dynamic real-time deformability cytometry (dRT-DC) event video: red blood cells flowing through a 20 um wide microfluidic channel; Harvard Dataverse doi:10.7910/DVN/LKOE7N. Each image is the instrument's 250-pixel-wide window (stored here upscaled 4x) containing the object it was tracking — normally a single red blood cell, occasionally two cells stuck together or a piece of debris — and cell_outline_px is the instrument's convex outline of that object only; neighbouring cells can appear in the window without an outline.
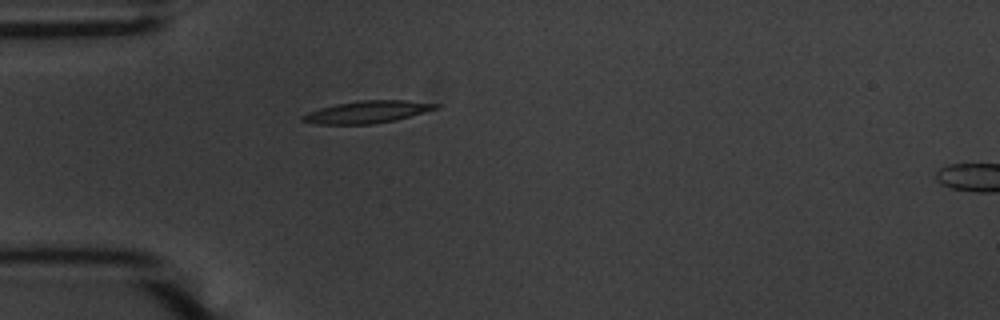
{"species": "common noctule bat (a hibernating species)", "species_latin": "Nyctalus noctula", "temperature_condition": "warm", "stored_images_in_passage": 40, "camera_frame_rate_fps": 3000, "um_per_image_px": 0.085, "animal": {"sex": "male", "body_mass_g": 20.1, "forearm_length_mm": 53.5}, "frame": {"image": 1, "passage_image": 1, "time_ms": 0.0, "image_size_px": [1000, 320], "cell_outline_px": [[440, 108], [396, 120], [372, 124], [316, 124], [300, 120], [300, 116], [308, 112], [320, 108], [336, 104], [360, 100], [404, 100], [440, 104]], "centroid_in_image_um": [31.22, 9.51], "position_along_channel_um": 53.8, "area_um2": 17.28}}
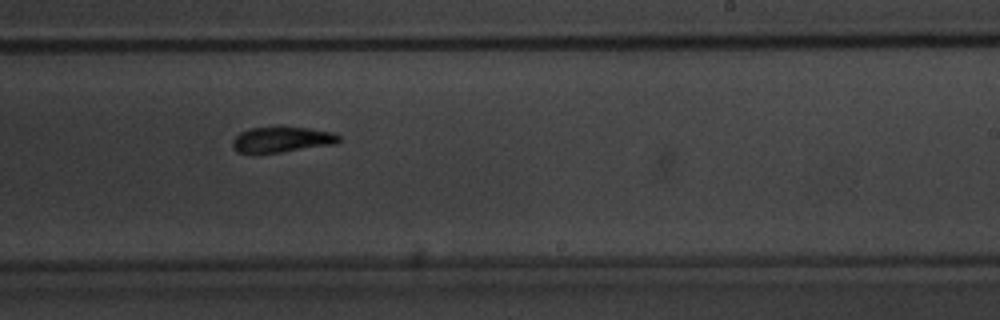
{"frame": {"image": 2, "passage_image": 19, "time_ms": 6.0, "image_size_px": [1000, 320], "cell_outline_px": [[340, 140], [336, 144], [252, 156], [236, 152], [232, 148], [232, 140], [240, 132], [252, 128], [308, 128], [332, 132], [340, 136]], "centroid_in_image_um": [23.88, 11.92], "position_along_channel_um": 265.1, "area_um2": 16.07}}
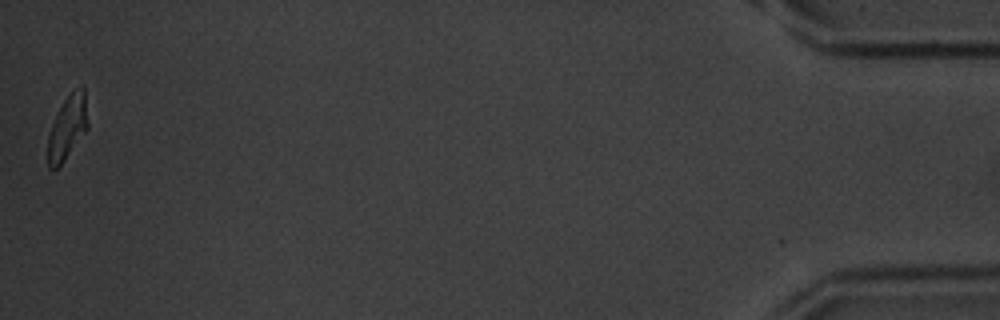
{"frame": {"image": 3, "passage_image": 40, "time_ms": 13.0, "image_size_px": [1000, 320], "cell_outline_px": [[88, 128], [64, 160], [56, 168], [48, 168], [48, 136], [52, 124], [64, 100], [72, 92], [84, 84], [88, 124]], "centroid_in_image_um": [5.75, 10.82], "position_along_channel_um": 429.5, "area_um2": 14.51}, "authors_computed_cell_mechanics": {"area_um2": 16.5308, "velocity_mm_per_s": 3.6536, "shape_relaxation_time_tau1_ms": 3.5402, "shape_relaxation_time_tau2_ms": 1.936, "deformation_change_tau1": 0.1659, "deformation_change_tau2": 0.1024}}